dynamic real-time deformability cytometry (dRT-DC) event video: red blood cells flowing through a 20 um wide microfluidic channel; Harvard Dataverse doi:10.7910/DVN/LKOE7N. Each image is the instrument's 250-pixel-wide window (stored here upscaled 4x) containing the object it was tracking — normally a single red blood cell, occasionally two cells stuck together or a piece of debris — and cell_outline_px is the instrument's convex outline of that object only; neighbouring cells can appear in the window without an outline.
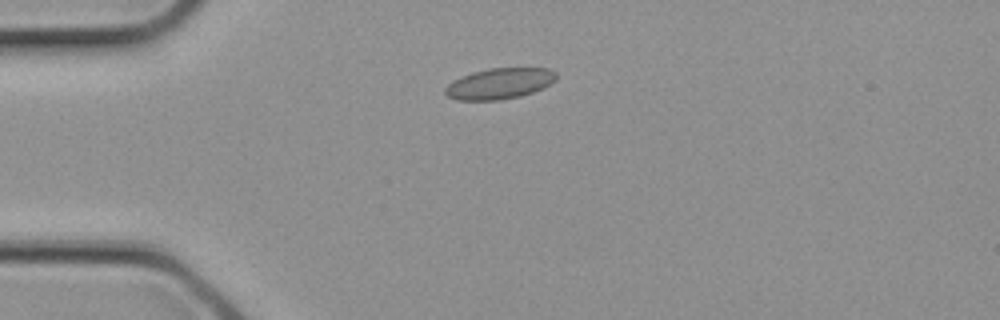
{"species": "common noctule bat (a hibernating species)", "species_latin": "Nyctalus noctula", "temperature_condition": "cold", "stored_images_in_passage": 1, "camera_frame_rate_fps": 3000, "um_per_image_px": 0.085, "animal": {"sex": "female", "body_mass_g": 21.9}, "frame": {"image": 1, "passage_image": 1, "time_ms": 0.0, "image_size_px": [1000, 320], "cell_outline_px": [[556, 80], [532, 92], [520, 96], [500, 100], [456, 100], [448, 96], [444, 92], [444, 88], [448, 84], [472, 72], [488, 68], [548, 68], [556, 72]], "centroid_in_image_um": [42.44, 7.1], "position_along_channel_um": 42.6, "area_um2": 19.77}}